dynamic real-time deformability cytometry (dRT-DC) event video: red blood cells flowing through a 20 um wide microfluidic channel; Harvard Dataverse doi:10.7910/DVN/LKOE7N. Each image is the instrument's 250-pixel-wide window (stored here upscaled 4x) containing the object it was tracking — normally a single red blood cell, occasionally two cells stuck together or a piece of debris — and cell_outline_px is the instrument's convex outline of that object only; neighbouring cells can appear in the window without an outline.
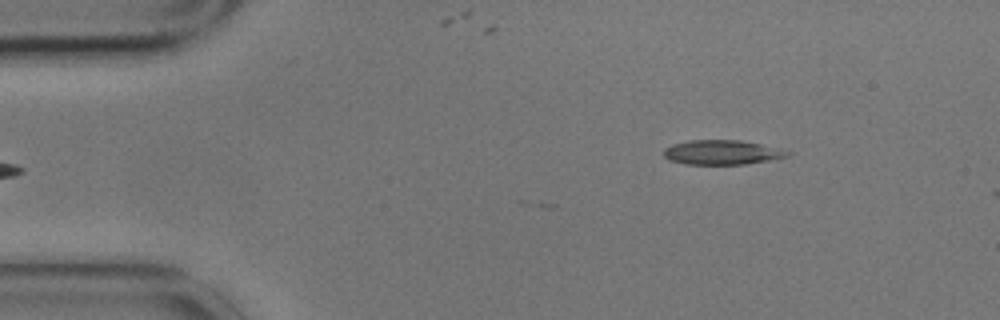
{"species": "common noctule bat (a hibernating species)", "species_latin": "Nyctalus noctula", "temperature_condition": "cold", "stored_images_in_passage": 5, "camera_frame_rate_fps": 3000, "um_per_image_px": 0.085, "animal": {"sex": "male", "body_mass_g": 17.9}, "frame": {"image": 1, "passage_image": 5, "time_ms": 1.333, "image_size_px": [1000, 320], "cell_outline_px": [[792, 152], [788, 156], [768, 160], [744, 164], [684, 164], [668, 160], [664, 156], [664, 148], [672, 144], [688, 140], [740, 140], [760, 144]], "centroid_in_image_um": [61.31, 12.95], "position_along_channel_um": 23.7, "area_um2": 17.57}}